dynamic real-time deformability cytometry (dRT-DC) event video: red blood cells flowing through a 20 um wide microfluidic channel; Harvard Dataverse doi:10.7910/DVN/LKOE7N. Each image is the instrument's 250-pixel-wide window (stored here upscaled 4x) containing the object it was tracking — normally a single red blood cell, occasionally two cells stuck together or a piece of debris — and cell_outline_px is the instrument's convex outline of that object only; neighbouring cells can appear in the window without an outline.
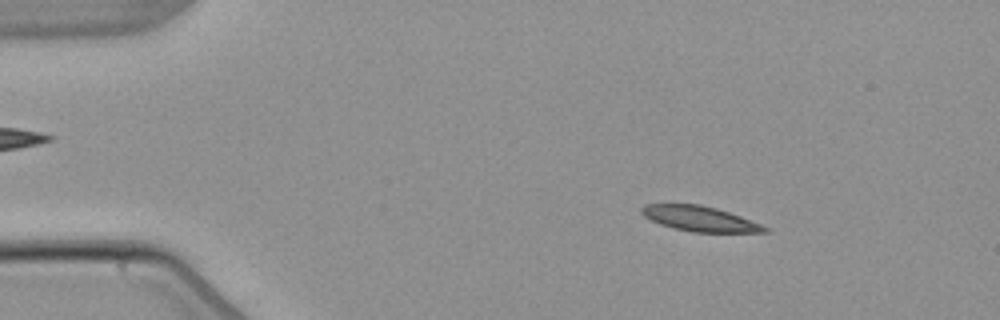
{"species": "common noctule bat (a hibernating species)", "species_latin": "Nyctalus noctula", "temperature_condition": "warm", "stored_images_in_passage": 4, "camera_frame_rate_fps": 3000, "um_per_image_px": 0.085, "animal": {"sex": "male", "body_mass_g": 21.5, "forearm_length_mm": 52.0}, "frame": {"image": 1, "passage_image": 2, "time_ms": 1.0, "image_size_px": [1000, 320], "cell_outline_px": [[768, 232], [692, 232], [672, 228], [660, 224], [644, 216], [640, 212], [640, 208], [644, 204], [700, 204], [716, 208], [740, 216], [760, 224], [768, 228]], "centroid_in_image_um": [59.43, 18.59], "position_along_channel_um": 25.6, "area_um2": 17.92}}
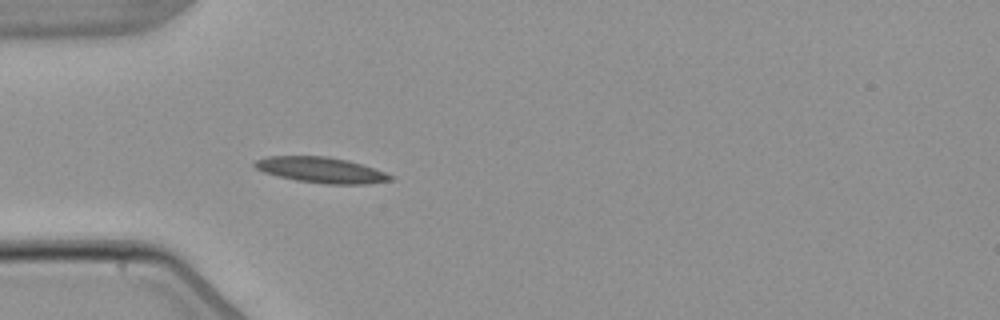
{"frame": {"image": 2, "passage_image": 4, "time_ms": 3.667, "image_size_px": [1000, 320], "cell_outline_px": [[396, 176], [392, 180], [368, 184], [324, 184], [296, 180], [276, 176], [264, 172], [256, 168], [252, 164], [256, 160], [268, 156], [328, 156], [348, 160]], "centroid_in_image_um": [27.29, 14.45], "position_along_channel_um": 57.7, "area_um2": 20.35}}